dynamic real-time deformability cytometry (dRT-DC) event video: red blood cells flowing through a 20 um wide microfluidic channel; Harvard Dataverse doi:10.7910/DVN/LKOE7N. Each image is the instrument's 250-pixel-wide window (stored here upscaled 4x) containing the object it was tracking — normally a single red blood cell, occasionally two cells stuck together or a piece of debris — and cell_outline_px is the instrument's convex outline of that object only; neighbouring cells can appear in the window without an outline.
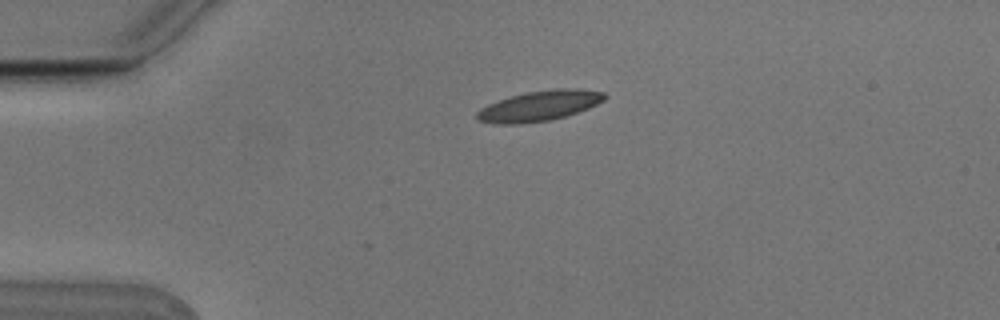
{"species": "Egyptian fruit bat (a non-hibernating species)", "species_latin": "Rousettus aegyptiacus", "temperature_condition": "cold", "stored_images_in_passage": 5, "camera_frame_rate_fps": 3000, "um_per_image_px": 0.085, "animal": {"sex": "male"}, "frame": {"image": 1, "passage_image": 5, "time_ms": 1.333, "image_size_px": [1000, 320], "cell_outline_px": [[608, 96], [604, 100], [588, 108], [552, 120], [520, 124], [496, 124], [476, 120], [476, 112], [480, 108], [488, 104], [512, 96], [528, 92], [556, 88], [568, 88], [604, 92]], "centroid_in_image_um": [45.82, 9.01], "position_along_channel_um": 39.2, "area_um2": 22.37}}